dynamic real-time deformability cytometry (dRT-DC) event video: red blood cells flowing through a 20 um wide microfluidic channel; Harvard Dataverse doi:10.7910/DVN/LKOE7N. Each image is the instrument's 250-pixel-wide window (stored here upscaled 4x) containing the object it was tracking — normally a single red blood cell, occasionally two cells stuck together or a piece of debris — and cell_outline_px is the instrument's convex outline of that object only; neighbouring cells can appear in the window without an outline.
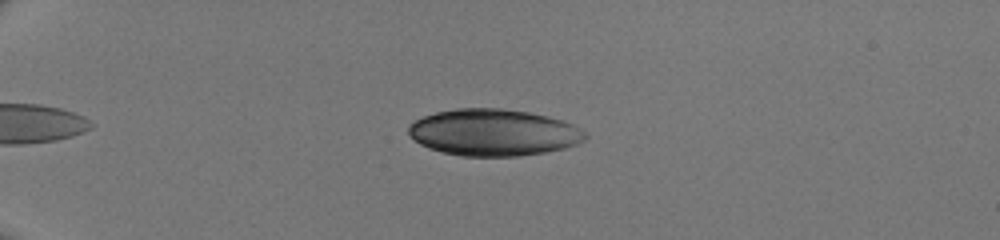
{"species": "human", "species_latin": "Homo sapiens", "temperature_condition": "room temperature", "stored_images_in_passage": 46, "camera_frame_rate_fps": 3000, "um_per_image_px": 0.085, "donor": {"sex": "male"}, "frame": {"image": 1, "passage_image": 10, "time_ms": 3.0, "image_size_px": [1000, 240], "cell_outline_px": [[588, 136], [584, 140], [576, 144], [564, 148], [544, 152], [520, 156], [460, 156], [440, 152], [428, 148], [420, 144], [408, 132], [408, 124], [424, 116], [436, 112], [456, 108], [500, 108], [528, 112], [548, 116], [572, 124], [580, 128]], "centroid_in_image_um": [41.93, 11.26], "position_along_channel_um": 43.1, "area_um2": 48.09}}
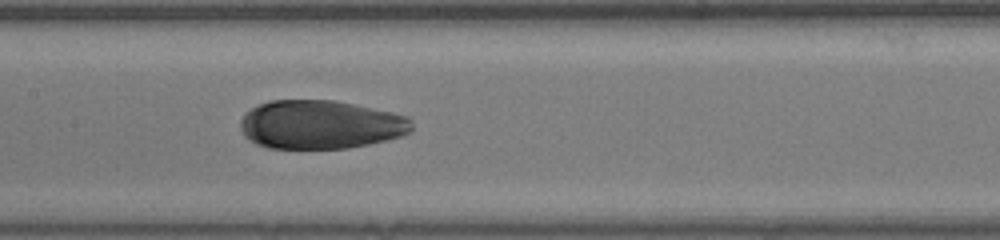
{"frame": {"image": 2, "passage_image": 24, "time_ms": 7.667, "image_size_px": [1000, 240], "cell_outline_px": [[412, 128], [408, 132], [400, 136], [388, 140], [348, 148], [268, 148], [256, 144], [248, 140], [244, 136], [240, 128], [240, 120], [244, 112], [256, 104], [268, 100], [332, 100], [392, 112], [408, 116], [412, 120]], "centroid_in_image_um": [27.18, 10.58], "position_along_channel_um": 180.2, "area_um2": 48.96}}
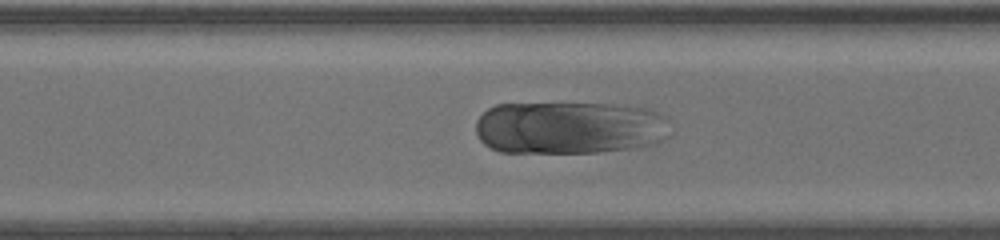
{"frame": {"image": 3, "passage_image": 34, "time_ms": 11.0, "image_size_px": [1000, 240], "cell_outline_px": [[672, 132], [668, 136], [652, 144], [632, 148], [596, 152], [500, 152], [484, 144], [480, 140], [476, 132], [476, 120], [488, 108], [496, 104], [608, 104], [652, 108], [668, 116]], "centroid_in_image_um": [48.47, 10.84], "position_along_channel_um": 322.1, "area_um2": 60.34}}